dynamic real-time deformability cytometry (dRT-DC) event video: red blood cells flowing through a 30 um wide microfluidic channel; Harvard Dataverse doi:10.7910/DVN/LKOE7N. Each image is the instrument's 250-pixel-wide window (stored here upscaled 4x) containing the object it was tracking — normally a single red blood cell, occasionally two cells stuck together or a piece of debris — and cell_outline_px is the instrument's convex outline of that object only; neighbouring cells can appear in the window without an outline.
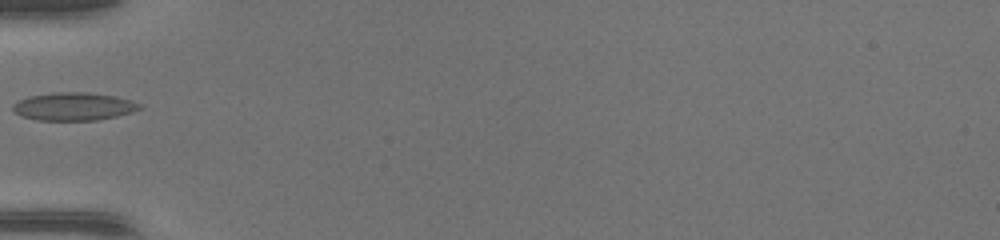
{"species": "common noctule bat (a hibernating species)", "species_latin": "Nyctalus noctula", "temperature_condition": "warm", "stored_images_in_passage": 31, "camera_frame_rate_fps": 3000, "um_per_image_px": 0.085, "animal": {"sex": "female", "body_mass_g": 17.0, "forearm_length_mm": 48.0}, "frame": {"image": 1, "passage_image": 1, "time_ms": 0.0, "image_size_px": [1000, 240], "cell_outline_px": [[144, 108], [132, 112], [116, 116], [96, 120], [36, 120], [20, 116], [12, 112], [12, 104], [28, 96], [60, 92], [84, 92], [112, 96], [128, 100], [140, 104]], "centroid_in_image_um": [6.21, 9.06], "position_along_channel_um": 78.8, "area_um2": 20.52}}
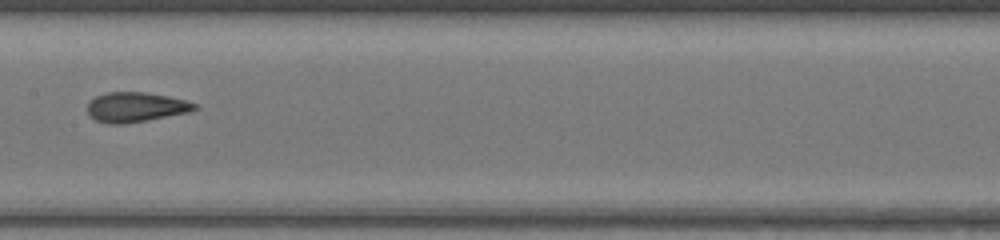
{"frame": {"image": 2, "passage_image": 9, "time_ms": 2.667, "image_size_px": [1000, 240], "cell_outline_px": [[200, 108], [188, 112], [148, 120], [124, 124], [108, 124], [96, 120], [88, 116], [88, 104], [96, 96], [108, 92], [144, 92], [168, 96], [184, 100], [196, 104]], "centroid_in_image_um": [11.53, 9.11], "position_along_channel_um": 195.9, "area_um2": 18.55}}
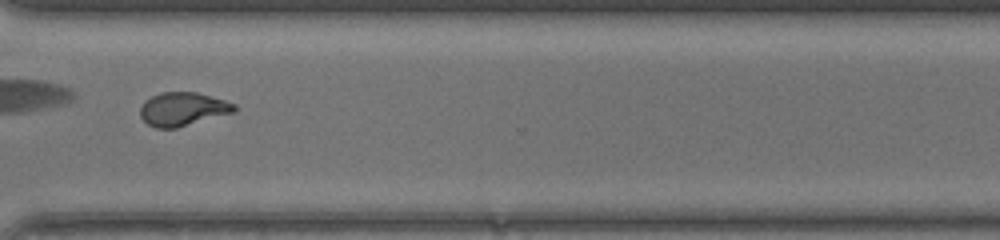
{"frame": {"image": 3, "passage_image": 20, "time_ms": 6.333, "image_size_px": [1000, 240], "cell_outline_px": [[236, 108], [232, 112], [176, 128], [156, 128], [148, 124], [140, 116], [140, 108], [152, 96], [160, 92], [196, 92], [224, 100], [236, 104]], "centroid_in_image_um": [15.52, 9.27], "position_along_channel_um": 355.1, "area_um2": 17.98}}